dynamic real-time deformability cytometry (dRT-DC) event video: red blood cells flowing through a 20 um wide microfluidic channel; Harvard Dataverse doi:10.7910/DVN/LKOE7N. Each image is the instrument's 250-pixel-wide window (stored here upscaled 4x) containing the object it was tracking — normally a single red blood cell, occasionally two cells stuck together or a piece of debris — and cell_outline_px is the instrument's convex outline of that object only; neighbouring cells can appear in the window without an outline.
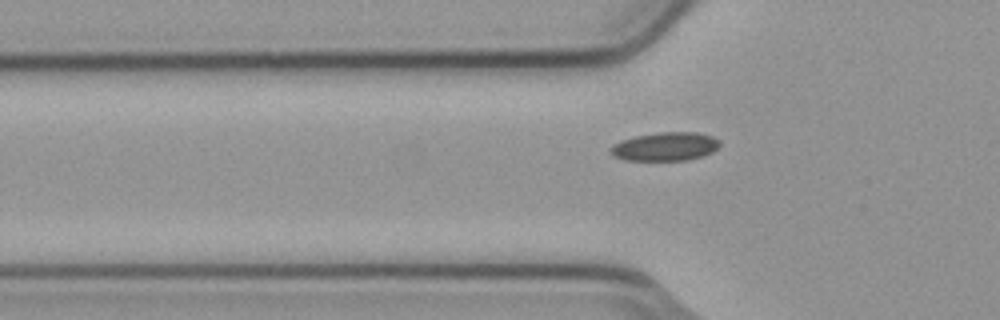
{"species": "common noctule bat (a hibernating species)", "species_latin": "Nyctalus noctula", "temperature_condition": "cold", "stored_images_in_passage": 34, "camera_frame_rate_fps": 3000, "um_per_image_px": 0.085, "animal": {"sex": "male", "body_mass_g": 23.1, "forearm_length_mm": 52.7}, "frame": {"image": 1, "passage_image": 2, "time_ms": 0.333, "image_size_px": [1000, 320], "cell_outline_px": [[720, 144], [712, 152], [688, 160], [624, 160], [612, 156], [608, 152], [608, 148], [612, 144], [620, 140], [636, 136], [660, 132], [696, 132], [712, 136], [720, 140]], "centroid_in_image_um": [56.48, 12.45], "position_along_channel_um": 69.3, "area_um2": 18.32}}
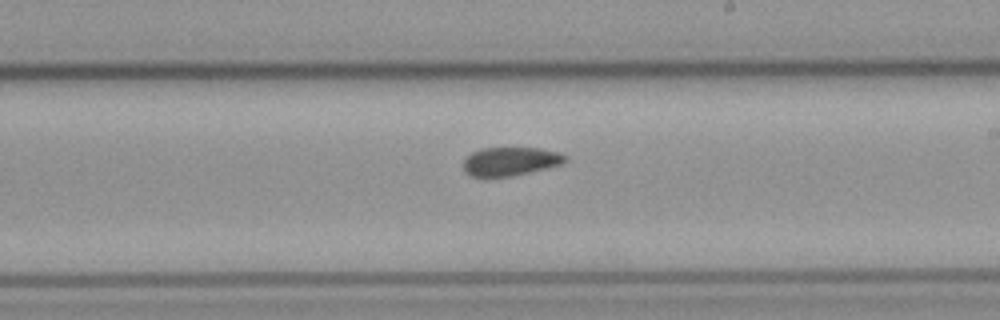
{"frame": {"image": 2, "passage_image": 16, "time_ms": 5.0, "image_size_px": [1000, 320], "cell_outline_px": [[568, 160], [560, 164], [548, 168], [512, 176], [472, 176], [464, 172], [464, 160], [472, 152], [480, 148], [540, 148], [560, 152], [568, 156]], "centroid_in_image_um": [43.42, 13.7], "position_along_channel_um": 245.6, "area_um2": 16.99}}
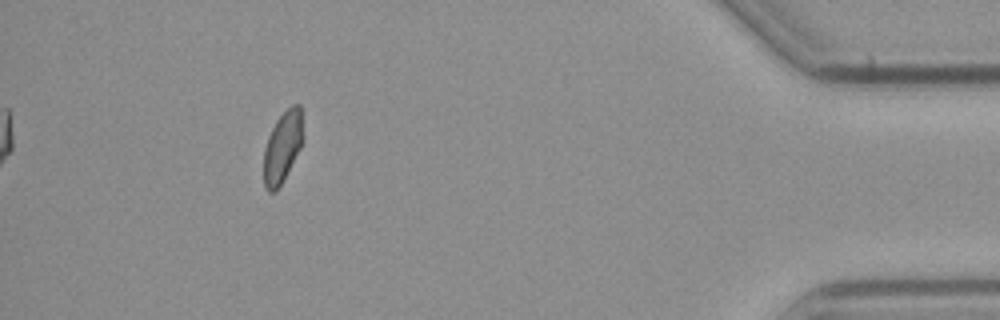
{"frame": {"image": 3, "passage_image": 34, "time_ms": 11.0, "image_size_px": [1000, 320], "cell_outline_px": [[304, 140], [300, 148], [280, 184], [272, 192], [268, 192], [264, 188], [264, 148], [268, 136], [276, 120], [292, 104], [300, 104]], "centroid_in_image_um": [24.01, 12.45], "position_along_channel_um": 411.2, "area_um2": 16.07}, "authors_computed_cell_mechanics": {"area_um2": 17.5423, "velocity_mm_per_s": 3.762, "shape_relaxation_time_tau1_ms": 9.5614, "shape_relaxation_time_tau2_ms": 3.4146, "deformation_change_tau1": 0.0868, "deformation_change_tau2": 0.0678}}